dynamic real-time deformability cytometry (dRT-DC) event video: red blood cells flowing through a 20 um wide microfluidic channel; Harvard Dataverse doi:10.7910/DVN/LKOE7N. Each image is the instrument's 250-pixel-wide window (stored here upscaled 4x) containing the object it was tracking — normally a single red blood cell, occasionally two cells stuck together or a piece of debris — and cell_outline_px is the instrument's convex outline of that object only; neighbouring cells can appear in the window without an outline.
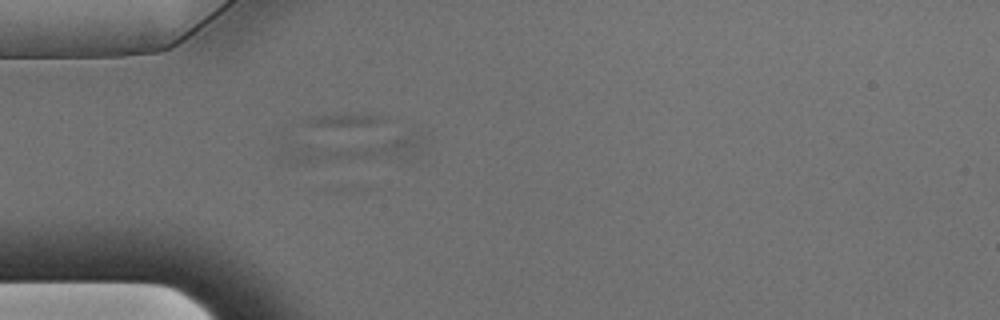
{"species": "Egyptian fruit bat (a non-hibernating species)", "species_latin": "Rousettus aegyptiacus", "temperature_condition": "warm", "stored_images_in_passage": 8, "camera_frame_rate_fps": 3000, "um_per_image_px": 0.085, "animal": {"sex": "male"}, "frame": {"image": 1, "passage_image": 2, "time_ms": 0.333, "image_size_px": [1000, 320], "cell_outline_px": [[420, 148], [408, 160], [304, 164], [288, 164], [280, 160], [276, 156], [280, 152], [296, 144], [416, 136]], "centroid_in_image_um": [29.88, 12.85], "position_along_channel_um": 55.1, "area_um2": 20.92}}